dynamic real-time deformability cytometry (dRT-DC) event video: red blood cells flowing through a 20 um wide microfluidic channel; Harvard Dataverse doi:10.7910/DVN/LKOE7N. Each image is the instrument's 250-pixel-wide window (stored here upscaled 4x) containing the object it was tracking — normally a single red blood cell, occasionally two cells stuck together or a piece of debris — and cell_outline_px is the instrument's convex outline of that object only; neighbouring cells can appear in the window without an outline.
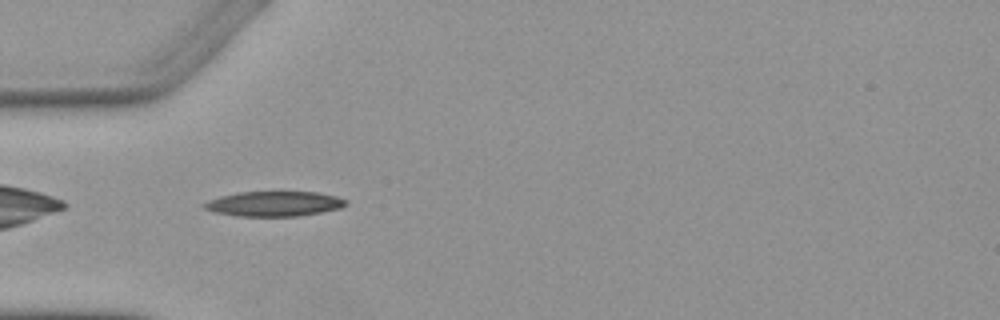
{"species": "Egyptian fruit bat (a non-hibernating species)", "species_latin": "Rousettus aegyptiacus", "temperature_condition": "warm", "stored_images_in_passage": 3, "camera_frame_rate_fps": 3000, "um_per_image_px": 0.085, "animal": {"sex": "female"}, "frame": {"image": 1, "passage_image": 2, "time_ms": 1.333, "image_size_px": [1000, 320], "cell_outline_px": [[348, 204], [340, 208], [300, 216], [236, 216], [212, 212], [204, 208], [200, 204], [208, 200], [220, 196], [240, 192], [316, 192], [336, 196], [348, 200]], "centroid_in_image_um": [23.27, 17.32], "position_along_channel_um": 61.7, "area_um2": 20.75}}